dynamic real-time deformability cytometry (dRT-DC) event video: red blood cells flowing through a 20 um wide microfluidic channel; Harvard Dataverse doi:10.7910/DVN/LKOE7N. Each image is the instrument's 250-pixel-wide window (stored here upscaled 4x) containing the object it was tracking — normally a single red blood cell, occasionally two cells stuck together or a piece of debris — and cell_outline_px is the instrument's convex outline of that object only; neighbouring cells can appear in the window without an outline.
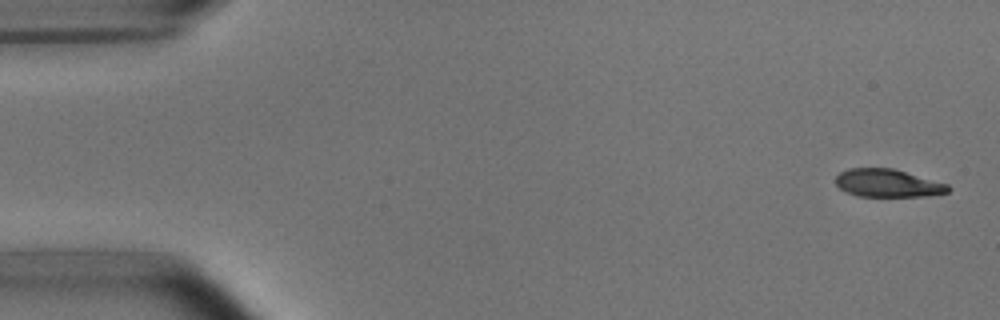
{"species": "common noctule bat (a hibernating species)", "species_latin": "Nyctalus noctula", "temperature_condition": "room temperature", "stored_images_in_passage": 51, "camera_frame_rate_fps": 3000, "um_per_image_px": 0.085, "animal": {"sex": "male", "body_mass_g": 15.6}, "frame": {"image": 1, "passage_image": 1, "time_ms": 0.0, "image_size_px": [1000, 320], "cell_outline_px": [[952, 188], [948, 192], [928, 196], [856, 196], [844, 192], [836, 184], [836, 176], [840, 172], [848, 168], [892, 168], [948, 184]], "centroid_in_image_um": [75.44, 15.57], "position_along_channel_um": 9.6, "area_um2": 18.32}}
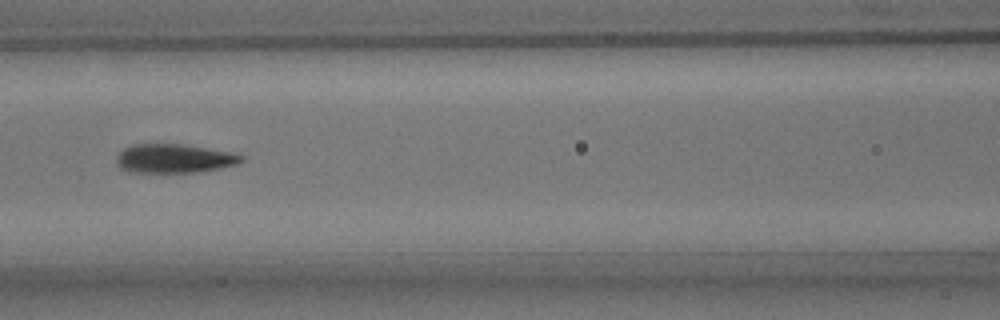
{"frame": {"image": 2, "passage_image": 22, "time_ms": 7.0, "image_size_px": [1000, 320], "cell_outline_px": [[244, 160], [240, 164], [220, 168], [196, 172], [128, 172], [116, 160], [116, 156], [124, 148], [132, 144], [180, 144], [236, 152], [244, 156]], "centroid_in_image_um": [14.88, 13.46], "position_along_channel_um": 151.7, "area_um2": 21.1}}
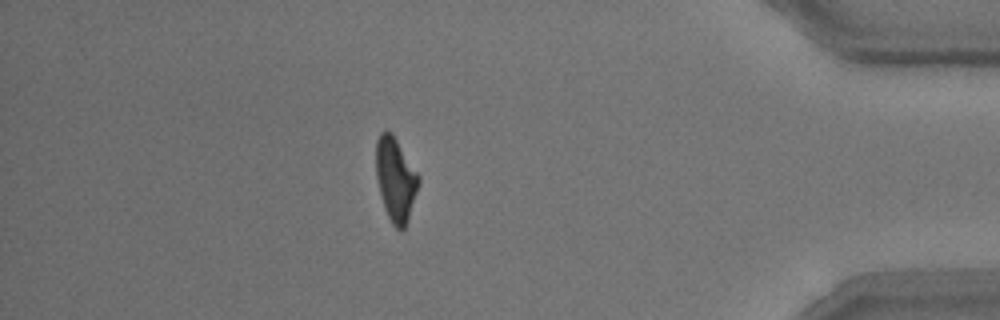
{"frame": {"image": 3, "passage_image": 45, "time_ms": 14.667, "image_size_px": [1000, 320], "cell_outline_px": [[420, 180], [408, 220], [404, 228], [400, 232], [392, 224], [388, 216], [380, 196], [376, 176], [376, 140], [380, 132], [384, 128], [388, 128], [392, 132], [420, 176]], "centroid_in_image_um": [33.61, 15.2], "position_along_channel_um": 401.6, "area_um2": 20.98}, "authors_computed_cell_mechanics": {"area_um2": 20.9814, "velocity_mm_per_s": 3.8032, "shape_relaxation_time_tau1_ms": 2.7194, "shape_relaxation_time_tau2_ms": 1.6782, "deformation_change_tau1": 0.1632, "deformation_change_tau2": 0.0816}}